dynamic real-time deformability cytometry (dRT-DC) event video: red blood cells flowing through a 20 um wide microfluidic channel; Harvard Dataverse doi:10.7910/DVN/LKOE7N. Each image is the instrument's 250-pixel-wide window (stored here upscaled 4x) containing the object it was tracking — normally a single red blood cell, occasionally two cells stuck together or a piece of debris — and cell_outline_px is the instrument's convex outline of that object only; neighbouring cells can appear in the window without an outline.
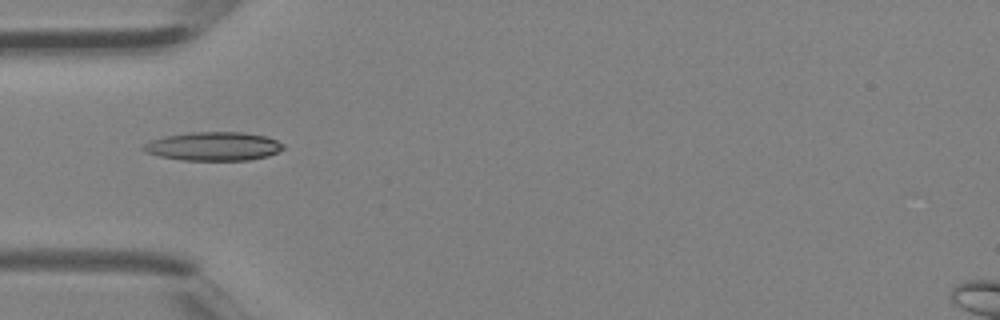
{"species": "Egyptian fruit bat (a non-hibernating species)", "species_latin": "Rousettus aegyptiacus", "temperature_condition": "room temperature", "stored_images_in_passage": 4, "camera_frame_rate_fps": 3000, "um_per_image_px": 0.085, "animal": {"sex": "female"}, "frame": {"image": 1, "passage_image": 3, "time_ms": 0.667, "image_size_px": [1000, 320], "cell_outline_px": [[284, 148], [268, 156], [248, 160], [180, 160], [160, 156], [144, 152], [140, 148], [144, 144], [152, 140], [164, 136], [192, 132], [244, 132], [268, 136], [284, 144]], "centroid_in_image_um": [18.14, 12.43], "position_along_channel_um": 66.9, "area_um2": 23.47}}
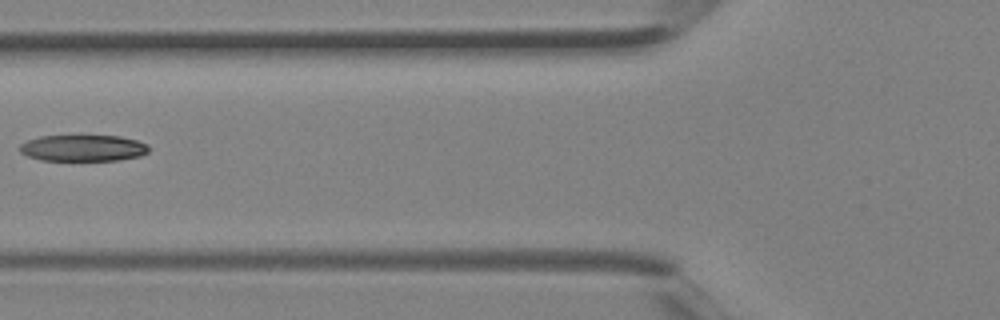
{"frame": {"image": 2, "passage_image": 4, "time_ms": 1.0, "image_size_px": [1000, 320], "cell_outline_px": [[148, 152], [140, 156], [120, 160], [40, 160], [28, 156], [20, 152], [20, 144], [28, 140], [40, 136], [120, 136], [136, 140], [148, 144]], "centroid_in_image_um": [7.07, 12.58], "position_along_channel_um": 118.7, "area_um2": 19.77}}